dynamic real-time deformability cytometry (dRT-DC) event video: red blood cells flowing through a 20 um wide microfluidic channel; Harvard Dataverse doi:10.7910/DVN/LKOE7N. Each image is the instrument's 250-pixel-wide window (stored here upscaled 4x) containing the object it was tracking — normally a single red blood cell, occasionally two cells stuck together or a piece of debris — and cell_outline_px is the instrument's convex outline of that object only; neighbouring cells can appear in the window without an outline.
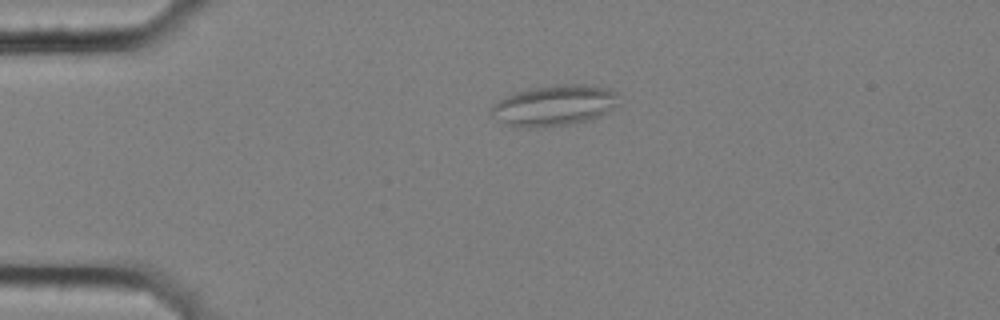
{"species": "common noctule bat (a hibernating species)", "species_latin": "Nyctalus noctula", "temperature_condition": "cold", "stored_images_in_passage": 2, "camera_frame_rate_fps": 3000, "um_per_image_px": 0.085, "animal": {"sex": "female", "body_mass_g": 25.1}, "frame": {"image": 1, "passage_image": 1, "time_ms": 0.0, "image_size_px": [1000, 320], "cell_outline_px": [[620, 104], [608, 112], [600, 116], [588, 120], [568, 124], [544, 128], [528, 128], [504, 124], [496, 120], [488, 112], [492, 104], [516, 92], [528, 88], [552, 84], [584, 84], [608, 88], [616, 92]], "centroid_in_image_um": [47.1, 8.96], "position_along_channel_um": 37.9, "area_um2": 30.87}}